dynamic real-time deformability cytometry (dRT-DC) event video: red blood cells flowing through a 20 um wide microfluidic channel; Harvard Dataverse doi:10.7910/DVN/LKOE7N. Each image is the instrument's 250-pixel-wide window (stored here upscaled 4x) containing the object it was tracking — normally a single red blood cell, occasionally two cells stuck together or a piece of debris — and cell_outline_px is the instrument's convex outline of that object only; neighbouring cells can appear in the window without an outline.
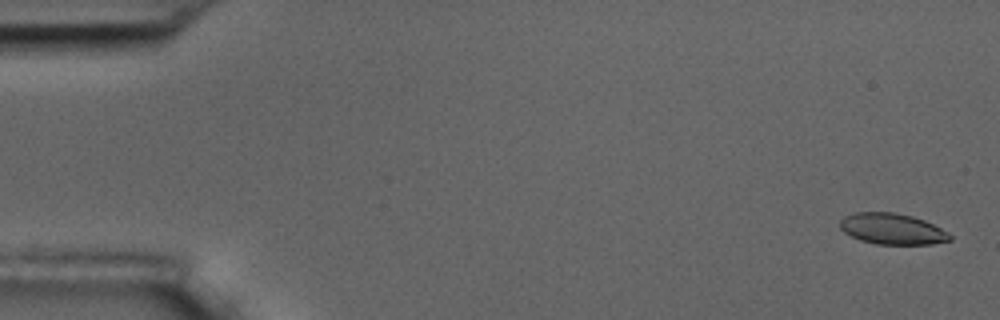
{"species": "common noctule bat (a hibernating species)", "species_latin": "Nyctalus noctula", "temperature_condition": "room temperature", "stored_images_in_passage": 6, "camera_frame_rate_fps": 3000, "um_per_image_px": 0.085, "animal": {"sex": "male", "body_mass_g": 17.5, "forearm_length_mm": 52.3}, "frame": {"image": 1, "passage_image": 1, "time_ms": 0.0, "image_size_px": [1000, 320], "cell_outline_px": [[952, 240], [932, 244], [876, 244], [860, 240], [844, 232], [840, 228], [840, 220], [844, 216], [852, 212], [896, 212], [912, 216], [924, 220], [940, 228], [952, 236]], "centroid_in_image_um": [75.81, 19.45], "position_along_channel_um": 9.2, "area_um2": 19.88}}